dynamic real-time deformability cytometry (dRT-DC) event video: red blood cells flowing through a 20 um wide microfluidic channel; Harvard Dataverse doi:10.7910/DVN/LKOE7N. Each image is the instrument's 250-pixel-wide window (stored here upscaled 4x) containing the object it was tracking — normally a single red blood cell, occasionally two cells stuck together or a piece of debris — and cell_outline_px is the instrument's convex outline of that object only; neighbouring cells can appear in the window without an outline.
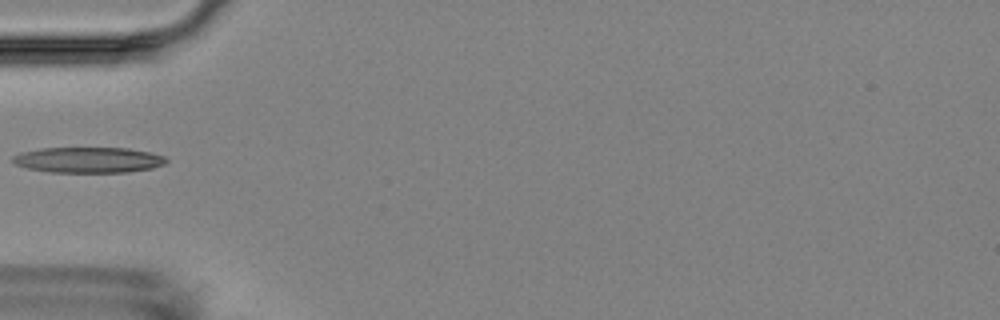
{"species": "Egyptian fruit bat (a non-hibernating species)", "species_latin": "Rousettus aegyptiacus", "temperature_condition": "room temperature", "stored_images_in_passage": 3, "camera_frame_rate_fps": 3000, "um_per_image_px": 0.085, "animal": {"sex": "female"}, "frame": {"image": 1, "passage_image": 3, "time_ms": 2.333, "image_size_px": [1000, 320], "cell_outline_px": [[168, 160], [164, 164], [152, 168], [128, 172], [52, 172], [28, 168], [16, 164], [12, 160], [12, 156], [20, 152], [40, 148], [128, 148], [148, 152], [164, 156]], "centroid_in_image_um": [7.5, 13.59], "position_along_channel_um": 77.5, "area_um2": 22.83}}